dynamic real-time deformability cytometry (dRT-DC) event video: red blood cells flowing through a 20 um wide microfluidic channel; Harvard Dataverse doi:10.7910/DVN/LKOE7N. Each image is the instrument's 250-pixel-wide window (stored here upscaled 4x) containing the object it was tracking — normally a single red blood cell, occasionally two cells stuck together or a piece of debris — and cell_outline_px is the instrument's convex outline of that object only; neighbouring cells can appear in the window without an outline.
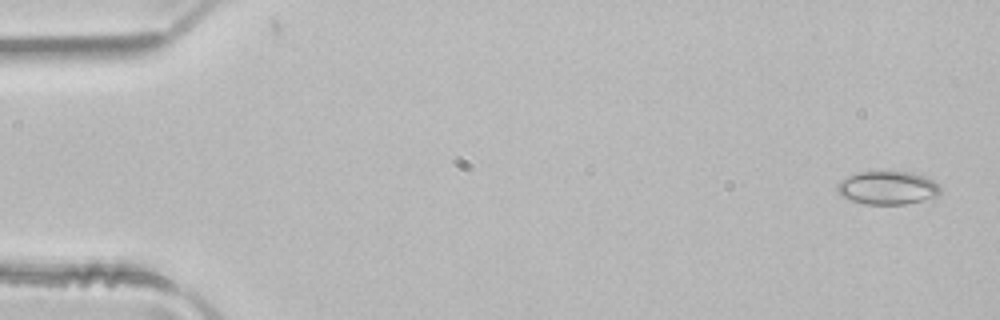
{"species": "common noctule bat (a hibernating species)", "species_latin": "Nyctalus noctula", "temperature_condition": "room temperature", "stored_images_in_passage": 15, "camera_frame_rate_fps": 3000, "um_per_image_px": 0.085, "animal": {"sex": "male", "body_mass_g": 21.5, "forearm_length_mm": 52.0}, "frame": {"image": 1, "passage_image": 2, "time_ms": 0.333, "image_size_px": [1000, 320], "cell_outline_px": [[940, 192], [936, 196], [904, 204], [864, 204], [840, 196], [836, 188], [836, 184], [840, 180], [856, 172], [908, 172], [924, 176], [932, 180], [940, 188]], "centroid_in_image_um": [75.38, 15.96], "position_along_channel_um": 9.6, "area_um2": 19.77}}
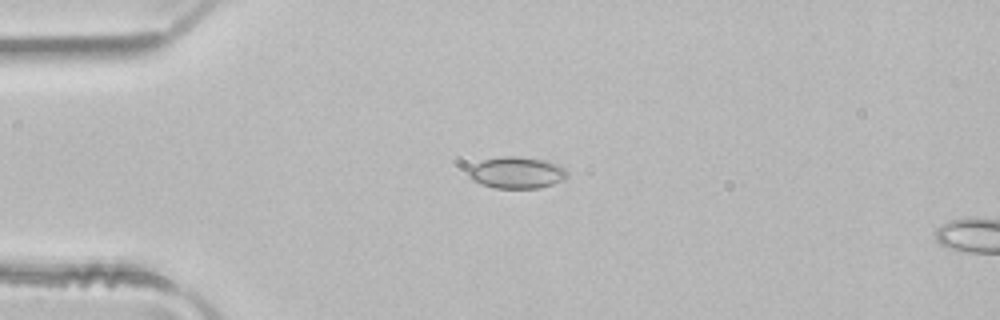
{"frame": {"image": 2, "passage_image": 12, "time_ms": 3.667, "image_size_px": [1000, 320], "cell_outline_px": [[568, 176], [552, 184], [540, 188], [496, 188], [472, 180], [468, 176], [468, 168], [484, 160], [500, 156], [516, 156], [544, 160], [560, 164], [568, 172]], "centroid_in_image_um": [43.93, 14.67], "position_along_channel_um": 41.1, "area_um2": 18.09}}